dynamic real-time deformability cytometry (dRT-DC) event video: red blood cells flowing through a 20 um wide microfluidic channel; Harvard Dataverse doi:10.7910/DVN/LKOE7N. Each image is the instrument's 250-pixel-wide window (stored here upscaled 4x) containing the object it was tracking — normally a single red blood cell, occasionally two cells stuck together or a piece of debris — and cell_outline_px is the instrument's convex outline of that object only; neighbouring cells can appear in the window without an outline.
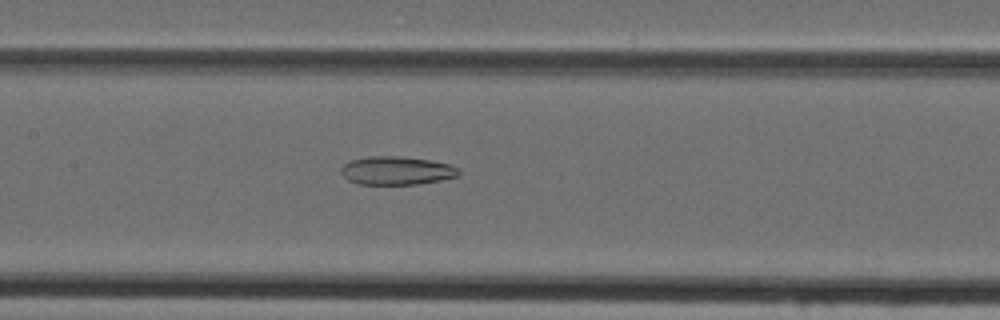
{"species": "Egyptian fruit bat (a non-hibernating species)", "species_latin": "Rousettus aegyptiacus", "temperature_condition": "cold", "stored_images_in_passage": 49, "camera_frame_rate_fps": 3000, "um_per_image_px": 0.085, "animal": {"sex": "female"}, "frame": {"image": 1, "passage_image": 23, "time_ms": 7.333, "image_size_px": [1000, 320], "cell_outline_px": [[460, 176], [440, 180], [416, 184], [356, 184], [348, 180], [340, 172], [340, 168], [344, 164], [352, 160], [368, 156], [396, 156], [428, 160], [448, 164], [460, 168]], "centroid_in_image_um": [33.7, 14.5], "position_along_channel_um": 173.7, "area_um2": 19.42}}
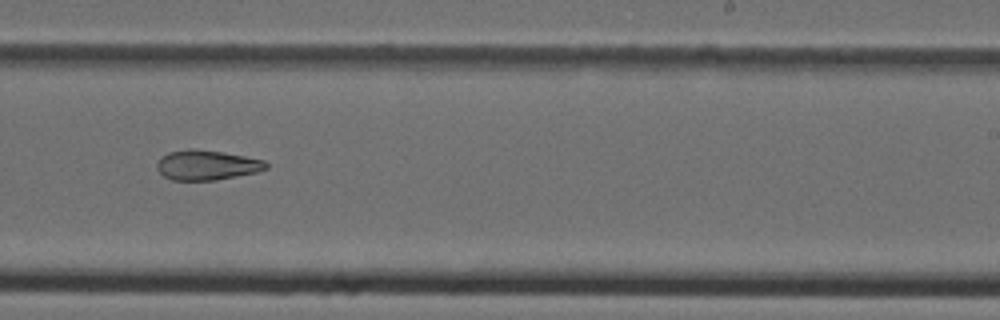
{"frame": {"image": 2, "passage_image": 30, "time_ms": 9.667, "image_size_px": [1000, 320], "cell_outline_px": [[268, 168], [256, 172], [216, 180], [172, 180], [164, 176], [156, 168], [156, 164], [160, 156], [168, 152], [188, 148], [192, 148], [224, 152], [264, 160], [268, 164]], "centroid_in_image_um": [17.54, 14.02], "position_along_channel_um": 271.5, "area_um2": 19.13}}
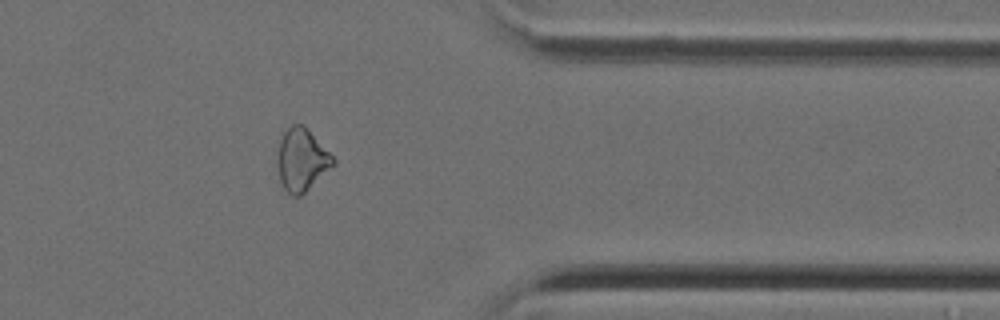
{"frame": {"image": 3, "passage_image": 39, "time_ms": 12.667, "image_size_px": [1000, 320], "cell_outline_px": [[336, 164], [300, 196], [292, 196], [284, 188], [280, 180], [276, 160], [280, 140], [284, 132], [292, 124], [300, 124], [336, 160]], "centroid_in_image_um": [25.62, 13.63], "position_along_channel_um": 385.8, "area_um2": 19.71}}